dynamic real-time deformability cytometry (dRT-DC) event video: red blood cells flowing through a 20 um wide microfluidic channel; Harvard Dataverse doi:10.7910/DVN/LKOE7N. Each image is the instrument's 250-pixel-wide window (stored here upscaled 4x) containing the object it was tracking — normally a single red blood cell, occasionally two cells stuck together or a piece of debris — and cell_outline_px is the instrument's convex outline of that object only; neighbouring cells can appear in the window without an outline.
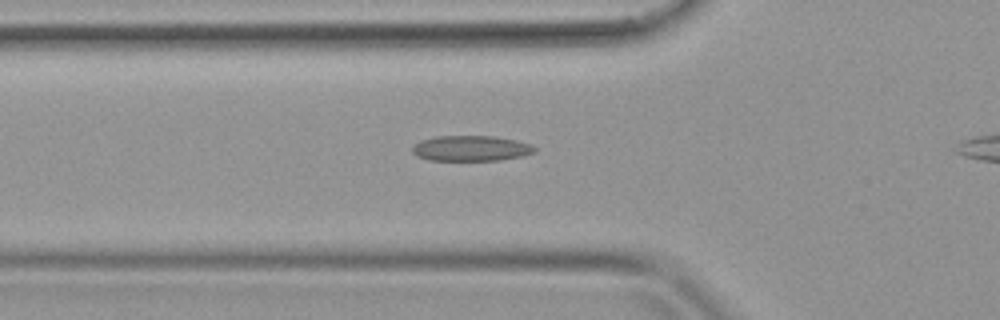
{"species": "common noctule bat (a hibernating species)", "species_latin": "Nyctalus noctula", "temperature_condition": "warm", "stored_images_in_passage": 32, "camera_frame_rate_fps": 3000, "um_per_image_px": 0.085, "animal": {"sex": "female", "body_mass_g": 19.9}, "frame": {"image": 1, "passage_image": 11, "time_ms": 3.333, "image_size_px": [1000, 320], "cell_outline_px": [[536, 152], [524, 156], [500, 160], [428, 160], [416, 156], [412, 152], [412, 148], [420, 140], [436, 136], [496, 136], [516, 140], [532, 144], [536, 148]], "centroid_in_image_um": [40.06, 12.61], "position_along_channel_um": 85.7, "area_um2": 18.32}}
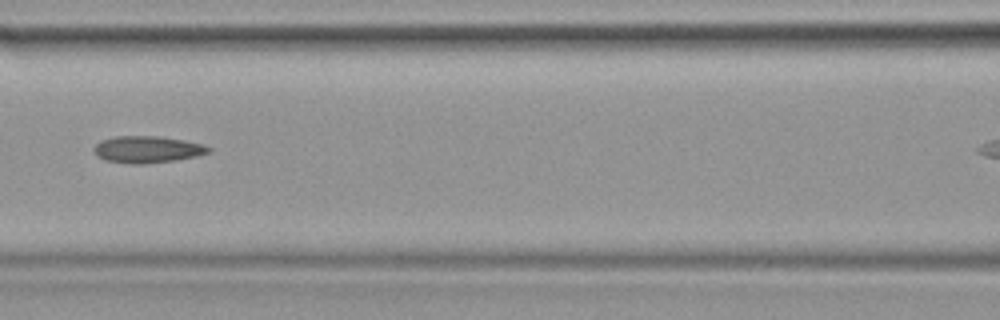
{"frame": {"image": 2, "passage_image": 15, "time_ms": 4.667, "image_size_px": [1000, 320], "cell_outline_px": [[212, 152], [196, 156], [176, 160], [144, 164], [132, 164], [104, 160], [96, 156], [92, 152], [92, 148], [100, 140], [116, 136], [160, 136], [184, 140], [204, 144], [212, 148]], "centroid_in_image_um": [12.51, 12.7], "position_along_channel_um": 154.1, "area_um2": 18.26}}
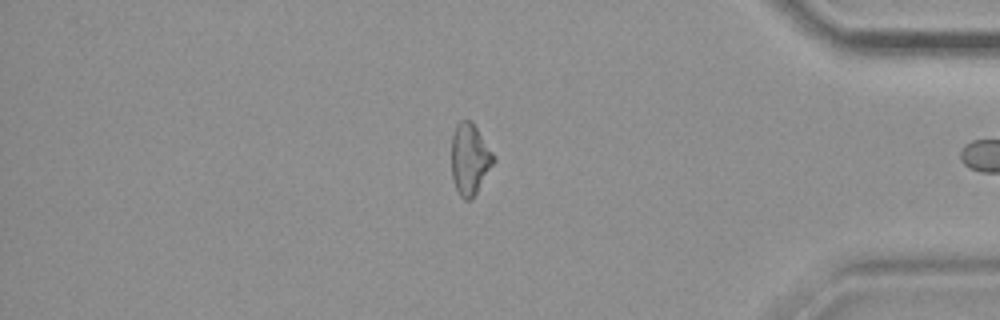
{"frame": {"image": 3, "passage_image": 31, "time_ms": 10.0, "image_size_px": [1000, 320], "cell_outline_px": [[496, 160], [476, 192], [468, 200], [464, 200], [460, 196], [456, 188], [452, 176], [452, 136], [456, 124], [460, 120], [472, 120], [496, 156]], "centroid_in_image_um": [39.94, 13.47], "position_along_channel_um": 395.3, "area_um2": 17.46}}